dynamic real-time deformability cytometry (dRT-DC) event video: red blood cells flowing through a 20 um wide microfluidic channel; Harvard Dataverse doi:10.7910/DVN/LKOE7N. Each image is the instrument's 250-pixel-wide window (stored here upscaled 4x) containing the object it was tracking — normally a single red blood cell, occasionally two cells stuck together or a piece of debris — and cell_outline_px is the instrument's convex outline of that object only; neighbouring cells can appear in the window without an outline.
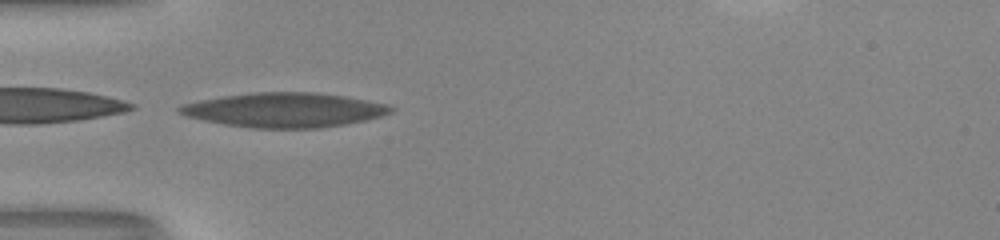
{"species": "human", "species_latin": "Homo sapiens", "temperature_condition": "room temperature", "stored_images_in_passage": 36, "camera_frame_rate_fps": 3000, "um_per_image_px": 0.085, "donor": {"sex": "male"}, "frame": {"image": 1, "passage_image": 1, "time_ms": 0.0, "image_size_px": [1000, 240], "cell_outline_px": [[396, 108], [392, 112], [380, 116], [364, 120], [344, 124], [320, 128], [252, 128], [224, 124], [204, 120], [188, 116], [180, 112], [176, 108], [184, 104], [200, 100], [224, 96], [256, 92], [320, 92], [368, 100], [388, 104]], "centroid_in_image_um": [24.23, 9.34], "position_along_channel_um": 60.8, "area_um2": 42.25}}